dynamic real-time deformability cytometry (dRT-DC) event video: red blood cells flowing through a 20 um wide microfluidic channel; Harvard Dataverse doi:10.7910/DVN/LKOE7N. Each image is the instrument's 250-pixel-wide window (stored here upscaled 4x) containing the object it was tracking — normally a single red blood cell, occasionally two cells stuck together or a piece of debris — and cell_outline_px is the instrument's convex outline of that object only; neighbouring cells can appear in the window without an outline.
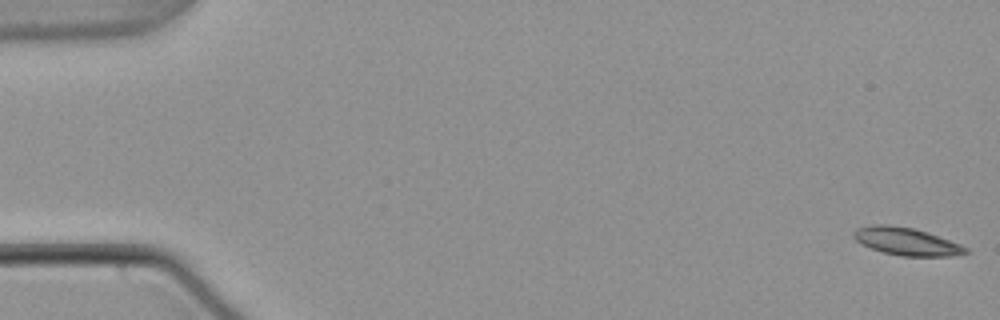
{"species": "common noctule bat (a hibernating species)", "species_latin": "Nyctalus noctula", "temperature_condition": "warm", "stored_images_in_passage": 55, "camera_frame_rate_fps": 3000, "um_per_image_px": 0.085, "animal": {"sex": "male", "body_mass_g": 21.5, "forearm_length_mm": 52.0}, "frame": {"image": 1, "passage_image": 1, "time_ms": 0.0, "image_size_px": [1000, 320], "cell_outline_px": [[972, 252], [952, 256], [900, 256], [884, 252], [860, 244], [852, 236], [852, 232], [856, 228], [872, 224], [888, 224], [912, 228], [928, 232], [960, 244], [968, 248]], "centroid_in_image_um": [77.04, 20.52], "position_along_channel_um": 8.0, "area_um2": 18.21}}
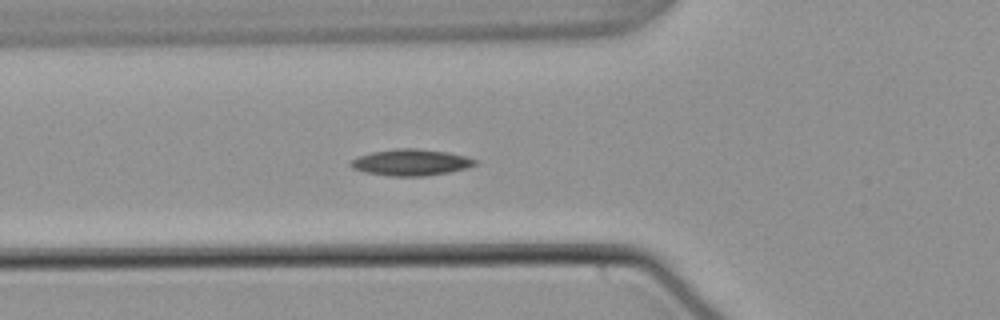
{"frame": {"image": 2, "passage_image": 20, "time_ms": 6.333, "image_size_px": [1000, 320], "cell_outline_px": [[480, 164], [468, 168], [448, 172], [424, 176], [388, 176], [364, 172], [352, 168], [348, 164], [352, 160], [360, 156], [372, 152], [396, 148], [416, 148], [448, 152], [468, 156], [480, 160]], "centroid_in_image_um": [35.0, 13.8], "position_along_channel_um": 90.8, "area_um2": 19.42}}
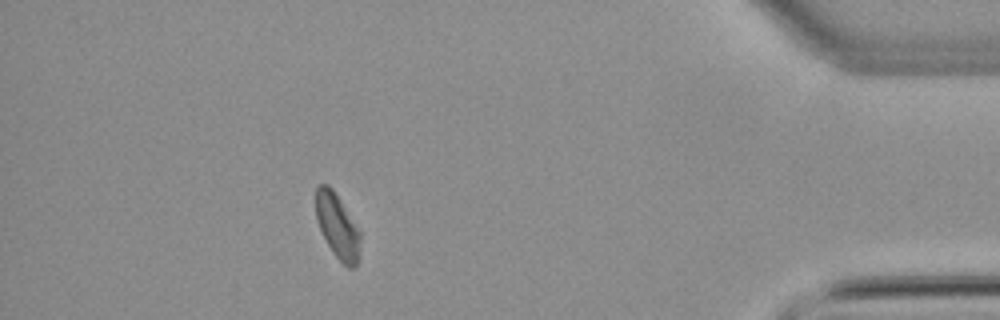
{"frame": {"image": 3, "passage_image": 49, "time_ms": 16.0, "image_size_px": [1000, 320], "cell_outline_px": [[360, 240], [356, 264], [352, 268], [348, 268], [332, 252], [316, 220], [316, 188], [320, 184], [328, 184], [332, 188], [340, 200], [360, 232]], "centroid_in_image_um": [28.66, 19.2], "position_along_channel_um": 406.5, "area_um2": 16.24}, "authors_computed_cell_mechanics": {"area_um2": 17.8602, "velocity_mm_per_s": 3.7774, "shape_relaxation_time_tau1_ms": 6.7063, "shape_relaxation_time_tau2_ms": null, "deformation_change_tau1": 0.1411, "deformation_change_tau2": null}}